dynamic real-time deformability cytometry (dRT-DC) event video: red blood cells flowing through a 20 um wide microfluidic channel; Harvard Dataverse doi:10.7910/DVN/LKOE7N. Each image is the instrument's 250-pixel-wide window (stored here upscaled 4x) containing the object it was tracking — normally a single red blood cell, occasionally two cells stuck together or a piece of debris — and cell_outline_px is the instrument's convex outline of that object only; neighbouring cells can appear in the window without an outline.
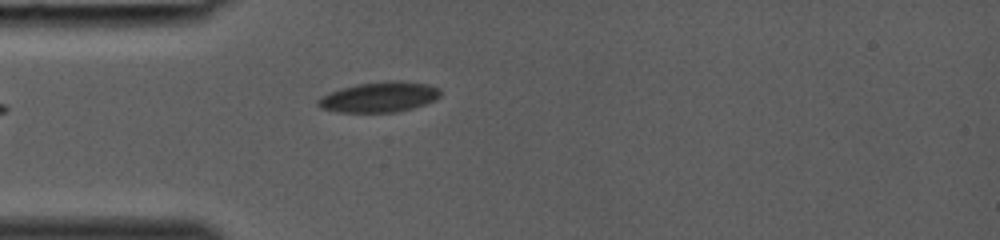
{"species": "common noctule bat (a hibernating species)", "species_latin": "Nyctalus noctula", "temperature_condition": "room temperature", "stored_images_in_passage": 28, "camera_frame_rate_fps": 3000, "um_per_image_px": 0.085, "animal": {"sex": "female", "body_mass_g": 19.0, "forearm_length_mm": 53.3}, "frame": {"image": 1, "passage_image": 1, "time_ms": 0.0, "image_size_px": [1000, 240], "cell_outline_px": [[440, 96], [436, 100], [412, 108], [396, 112], [336, 112], [320, 108], [316, 104], [316, 100], [320, 96], [328, 92], [340, 88], [356, 84], [388, 80], [400, 80], [428, 84], [440, 88]], "centroid_in_image_um": [32.21, 8.24], "position_along_channel_um": 52.8, "area_um2": 21.96}}
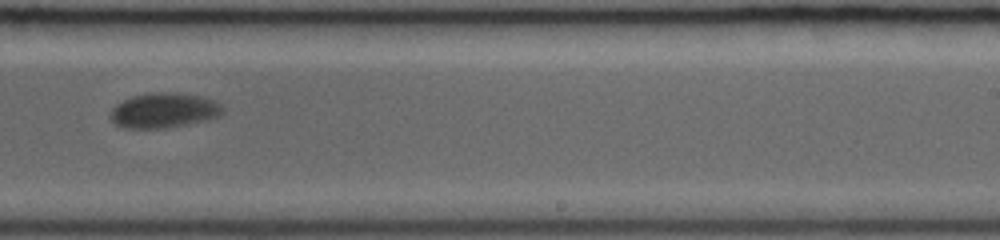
{"frame": {"image": 2, "passage_image": 15, "time_ms": 4.667, "image_size_px": [1000, 240], "cell_outline_px": [[224, 112], [220, 116], [208, 120], [164, 128], [124, 128], [116, 124], [108, 116], [112, 108], [116, 104], [132, 96], [156, 92], [176, 92], [200, 96], [212, 100], [220, 104], [224, 108]], "centroid_in_image_um": [13.93, 9.38], "position_along_channel_um": 275.1, "area_um2": 22.95}}
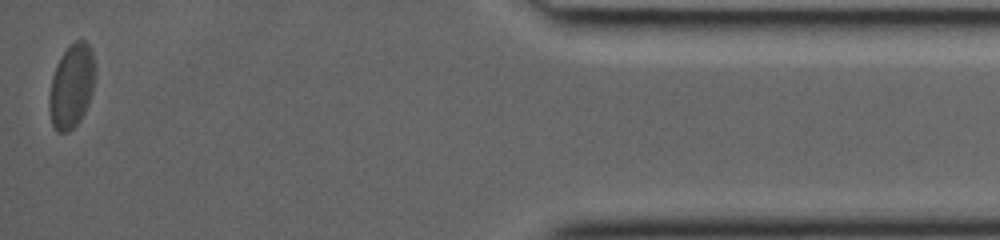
{"frame": {"image": 3, "passage_image": 28, "time_ms": 9.0, "image_size_px": [1000, 240], "cell_outline_px": [[92, 92], [88, 104], [80, 120], [68, 132], [56, 132], [52, 124], [48, 104], [48, 96], [52, 76], [56, 64], [60, 56], [68, 44], [76, 40], [84, 40], [88, 44], [92, 52]], "centroid_in_image_um": [6.02, 7.32], "position_along_channel_um": 429.2, "area_um2": 22.2}}